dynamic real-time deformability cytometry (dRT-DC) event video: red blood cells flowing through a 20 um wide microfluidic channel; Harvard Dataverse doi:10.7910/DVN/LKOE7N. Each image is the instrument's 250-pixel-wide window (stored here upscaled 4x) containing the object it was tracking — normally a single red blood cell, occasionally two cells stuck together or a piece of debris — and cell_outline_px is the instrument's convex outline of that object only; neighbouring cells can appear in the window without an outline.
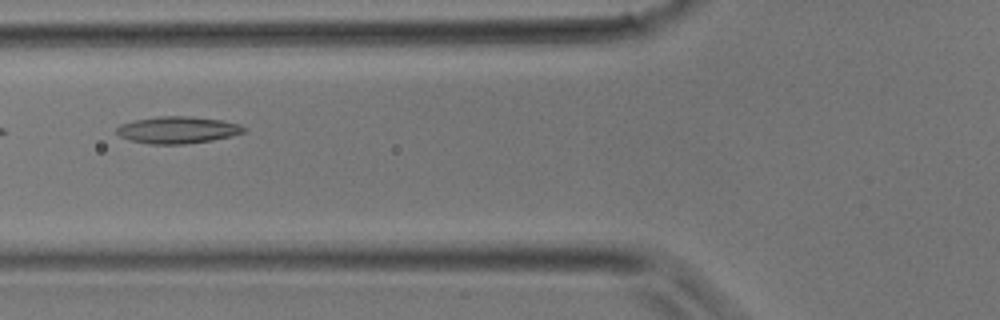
{"species": "common noctule bat (a hibernating species)", "species_latin": "Nyctalus noctula", "temperature_condition": "room temperature", "stored_images_in_passage": 12, "camera_frame_rate_fps": 3000, "um_per_image_px": 0.085, "animal": {"sex": "male", "body_mass_g": 17.9}, "frame": {"image": 1, "passage_image": 3, "time_ms": 0.667, "image_size_px": [1000, 320], "cell_outline_px": [[248, 128], [244, 132], [232, 136], [212, 140], [184, 144], [148, 144], [132, 140], [120, 136], [116, 132], [116, 128], [120, 124], [136, 120], [160, 116], [184, 116], [220, 120], [240, 124]], "centroid_in_image_um": [15.11, 11.05], "position_along_channel_um": 110.7, "area_um2": 19.83}}